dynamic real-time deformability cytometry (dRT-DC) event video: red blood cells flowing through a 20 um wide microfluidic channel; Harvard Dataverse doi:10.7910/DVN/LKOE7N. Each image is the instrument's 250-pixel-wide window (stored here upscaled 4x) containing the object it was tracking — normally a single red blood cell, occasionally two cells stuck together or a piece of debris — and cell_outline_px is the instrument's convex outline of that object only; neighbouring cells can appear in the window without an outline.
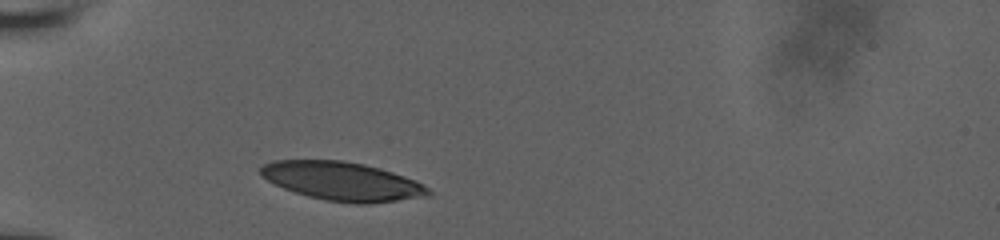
{"species": "human", "species_latin": "Homo sapiens", "temperature_condition": "room temperature", "stored_images_in_passage": 7, "camera_frame_rate_fps": 3000, "um_per_image_px": 0.085, "donor": {"sex": "male"}, "frame": {"image": 1, "passage_image": 1, "time_ms": 0.0, "image_size_px": [1000, 240], "cell_outline_px": [[432, 196], [368, 204], [356, 204], [324, 200], [308, 196], [284, 188], [268, 180], [260, 172], [260, 168], [264, 164], [272, 160], [340, 160], [364, 164], [380, 168], [416, 180], [428, 188], [432, 192]], "centroid_in_image_um": [29.14, 15.41], "position_along_channel_um": 55.9, "area_um2": 37.74}}
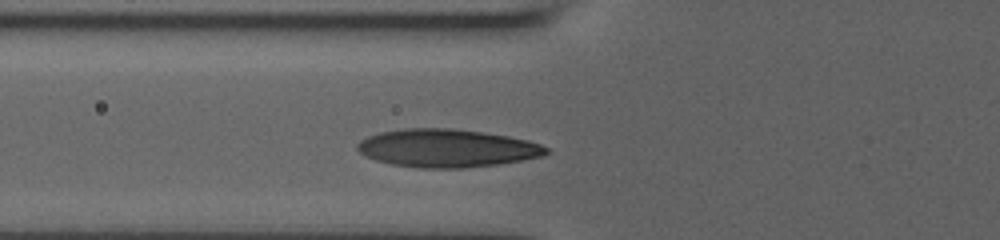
{"frame": {"image": 2, "passage_image": 4, "time_ms": 1.333, "image_size_px": [1000, 240], "cell_outline_px": [[552, 152], [544, 156], [524, 160], [500, 164], [468, 168], [420, 168], [392, 164], [376, 160], [364, 156], [356, 148], [356, 144], [360, 140], [368, 136], [380, 132], [404, 128], [452, 128], [484, 132], [508, 136], [528, 140], [540, 144], [548, 148]], "centroid_in_image_um": [38.02, 12.6], "position_along_channel_um": 87.8, "area_um2": 42.31}}
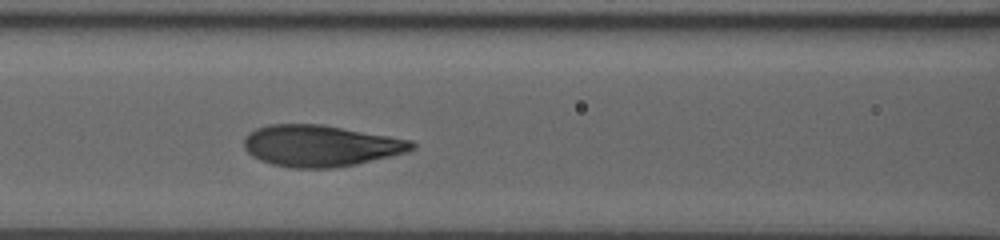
{"frame": {"image": 3, "passage_image": 7, "time_ms": 2.667, "image_size_px": [1000, 240], "cell_outline_px": [[416, 148], [408, 152], [356, 164], [332, 168], [288, 168], [272, 164], [260, 160], [252, 156], [244, 148], [244, 136], [248, 132], [256, 128], [268, 124], [320, 124], [412, 140], [416, 144]], "centroid_in_image_um": [27.22, 12.39], "position_along_channel_um": 139.4, "area_um2": 40.63}}